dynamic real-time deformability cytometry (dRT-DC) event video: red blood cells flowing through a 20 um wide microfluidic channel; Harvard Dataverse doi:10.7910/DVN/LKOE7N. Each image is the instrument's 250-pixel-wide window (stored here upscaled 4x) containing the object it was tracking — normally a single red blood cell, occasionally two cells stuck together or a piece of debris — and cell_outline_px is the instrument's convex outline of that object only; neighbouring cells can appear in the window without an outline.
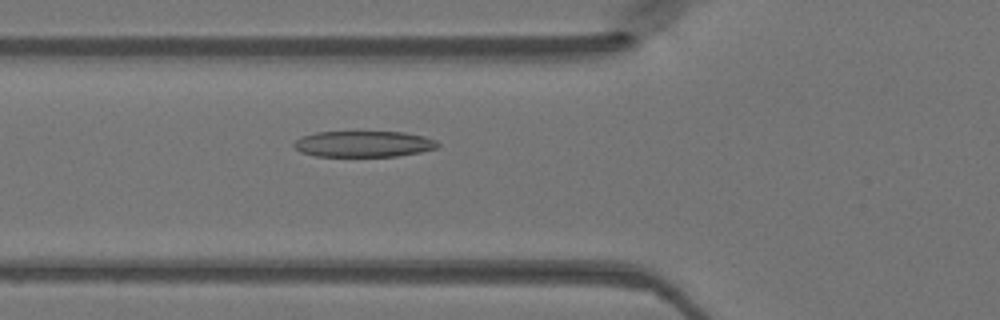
{"species": "Egyptian fruit bat (a non-hibernating species)", "species_latin": "Rousettus aegyptiacus", "temperature_condition": "warm", "stored_images_in_passage": 49, "camera_frame_rate_fps": 3000, "um_per_image_px": 0.085, "animal": {"sex": "female"}, "frame": {"image": 1, "passage_image": 18, "time_ms": 5.667, "image_size_px": [1000, 320], "cell_outline_px": [[440, 144], [436, 148], [420, 152], [396, 156], [316, 156], [300, 152], [292, 144], [296, 140], [304, 136], [316, 132], [404, 132], [424, 136], [436, 140]], "centroid_in_image_um": [30.92, 12.24], "position_along_channel_um": 94.9, "area_um2": 21.73}}
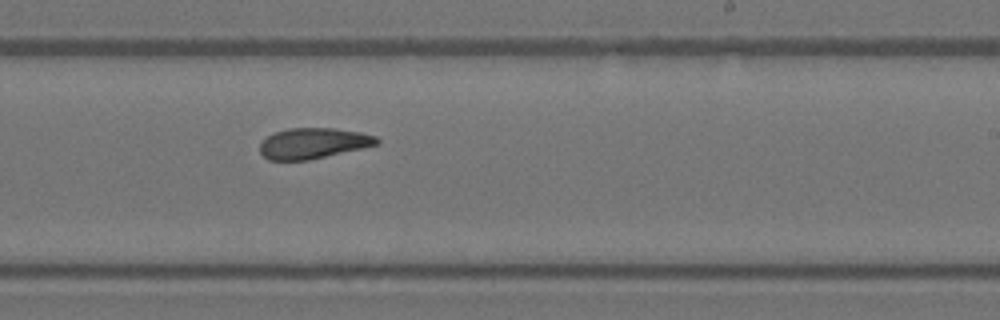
{"frame": {"image": 2, "passage_image": 30, "time_ms": 9.667, "image_size_px": [1000, 320], "cell_outline_px": [[380, 144], [364, 148], [308, 160], [268, 160], [260, 152], [260, 144], [268, 136], [276, 132], [288, 128], [332, 128], [360, 132], [376, 136], [380, 140]], "centroid_in_image_um": [26.66, 12.18], "position_along_channel_um": 262.3, "area_um2": 20.87}}
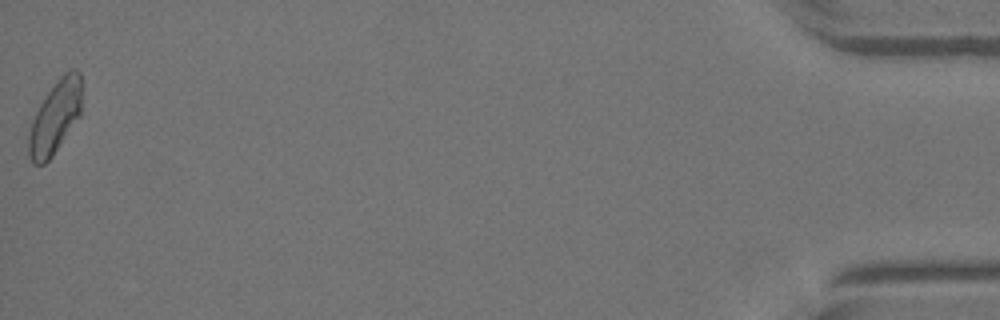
{"frame": {"image": 3, "passage_image": 49, "time_ms": 16.0, "image_size_px": [1000, 320], "cell_outline_px": [[80, 116], [52, 156], [44, 164], [32, 164], [28, 152], [28, 132], [32, 120], [40, 104], [48, 92], [60, 76], [68, 68], [76, 68], [80, 72]], "centroid_in_image_um": [4.67, 9.95], "position_along_channel_um": 430.5, "area_um2": 22.37}}